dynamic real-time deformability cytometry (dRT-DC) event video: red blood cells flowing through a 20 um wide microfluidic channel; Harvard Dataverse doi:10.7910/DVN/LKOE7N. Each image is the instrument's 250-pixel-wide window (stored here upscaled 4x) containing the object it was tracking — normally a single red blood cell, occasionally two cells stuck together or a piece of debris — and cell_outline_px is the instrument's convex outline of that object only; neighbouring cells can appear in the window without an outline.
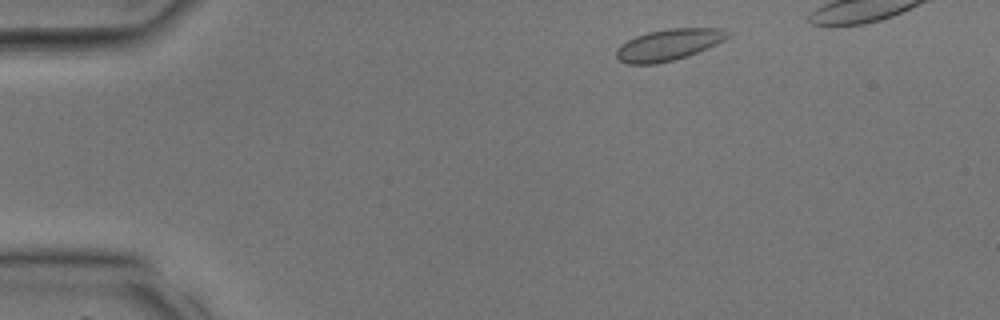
{"species": "common noctule bat (a hibernating species)", "species_latin": "Nyctalus noctula", "temperature_condition": "room temperature", "stored_images_in_passage": 28, "camera_frame_rate_fps": 3000, "um_per_image_px": 0.085, "animal": {"sex": "male", "body_mass_g": 17.9, "forearm_length_mm": 54.2}, "frame": {"image": 1, "passage_image": 2, "time_ms": 0.333, "image_size_px": [1000, 320], "cell_outline_px": [[736, 32], [732, 36], [708, 48], [688, 56], [656, 64], [628, 64], [620, 60], [616, 56], [616, 48], [620, 44], [636, 36], [648, 32], [668, 28], [724, 28]], "centroid_in_image_um": [56.91, 3.78], "position_along_channel_um": 28.1, "area_um2": 20.69}}
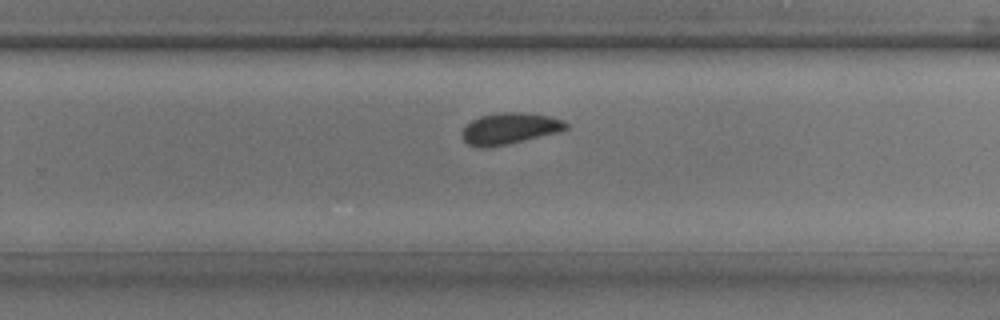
{"frame": {"image": 2, "passage_image": 19, "time_ms": 6.0, "image_size_px": [1000, 320], "cell_outline_px": [[568, 128], [564, 132], [508, 144], [488, 148], [480, 148], [468, 144], [464, 140], [460, 132], [472, 120], [480, 116], [500, 112], [524, 112], [548, 116], [564, 120], [568, 124]], "centroid_in_image_um": [43.36, 10.93], "position_along_channel_um": 286.4, "area_um2": 19.36}}
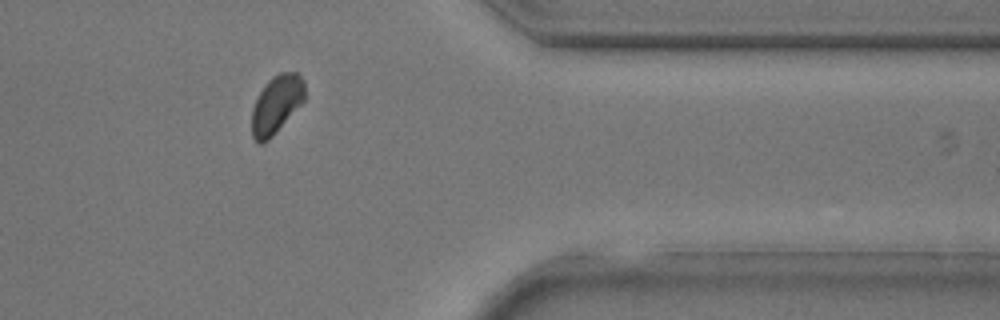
{"frame": {"image": 3, "passage_image": 25, "time_ms": 8.0, "image_size_px": [1000, 320], "cell_outline_px": [[304, 100], [272, 136], [268, 140], [260, 144], [256, 144], [252, 136], [252, 108], [260, 92], [268, 80], [272, 76], [280, 72], [296, 72], [304, 80]], "centroid_in_image_um": [23.48, 8.87], "position_along_channel_um": 387.9, "area_um2": 17.69}}